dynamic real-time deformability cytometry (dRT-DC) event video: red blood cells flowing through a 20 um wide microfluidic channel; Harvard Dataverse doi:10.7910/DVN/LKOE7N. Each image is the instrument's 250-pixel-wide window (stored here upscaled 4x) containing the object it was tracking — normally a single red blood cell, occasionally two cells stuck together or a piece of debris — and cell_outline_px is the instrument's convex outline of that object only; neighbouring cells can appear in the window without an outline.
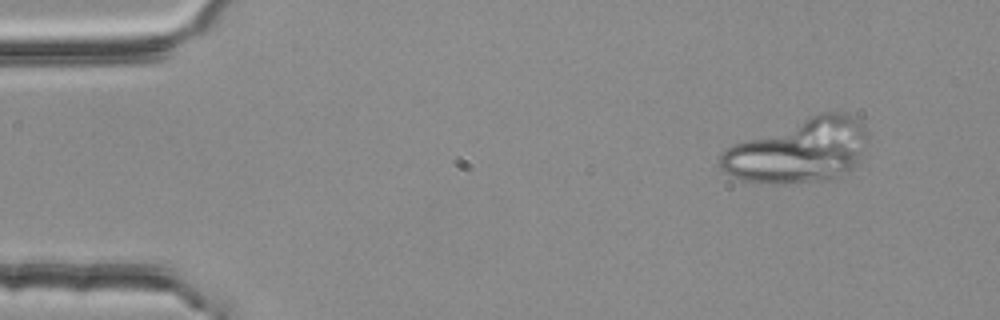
{"species": "common noctule bat (a hibernating species)", "species_latin": "Nyctalus noctula", "temperature_condition": "room temperature", "stored_images_in_passage": 4, "camera_frame_rate_fps": 3000, "um_per_image_px": 0.085, "animal": {"sex": "female", "body_mass_g": 25.1}, "frame": {"image": 1, "passage_image": 2, "time_ms": 0.333, "image_size_px": [1000, 320], "cell_outline_px": [[868, 140], [860, 160], [852, 168], [840, 176], [816, 180], [772, 184], [740, 180], [728, 176], [720, 168], [720, 152], [736, 144], [820, 112], [844, 112], [852, 116], [864, 128]], "centroid_in_image_um": [67.89, 12.83], "position_along_channel_um": 17.1, "area_um2": 53.99}}